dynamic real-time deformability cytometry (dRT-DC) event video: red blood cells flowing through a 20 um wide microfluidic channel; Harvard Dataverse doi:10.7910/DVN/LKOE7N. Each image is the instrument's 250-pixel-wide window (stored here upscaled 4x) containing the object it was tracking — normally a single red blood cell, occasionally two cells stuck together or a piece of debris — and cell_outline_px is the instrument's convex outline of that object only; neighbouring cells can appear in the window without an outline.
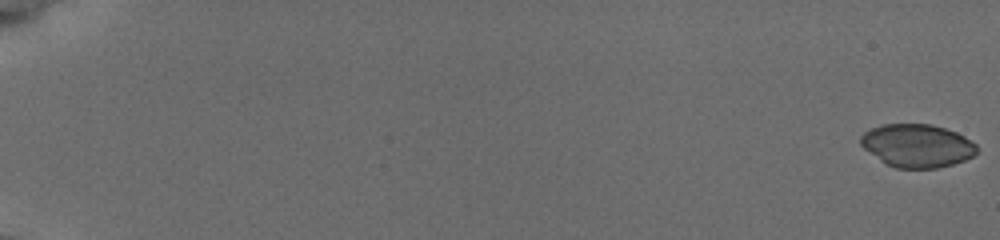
{"species": "common noctule bat (a hibernating species)", "species_latin": "Nyctalus noctula", "temperature_condition": "cold", "stored_images_in_passage": 56, "camera_frame_rate_fps": 3000, "um_per_image_px": 0.085, "animal": {"sex": "female", "body_mass_g": 19.5, "forearm_length_mm": 54.1}, "frame": {"image": 1, "passage_image": 1, "time_ms": 0.0, "image_size_px": [1000, 240], "cell_outline_px": [[976, 152], [972, 156], [964, 160], [952, 164], [936, 168], [896, 168], [884, 164], [864, 148], [860, 144], [860, 136], [864, 132], [872, 128], [884, 124], [932, 124], [956, 132], [964, 136], [976, 144]], "centroid_in_image_um": [77.93, 12.38], "position_along_channel_um": 7.1, "area_um2": 29.13}}
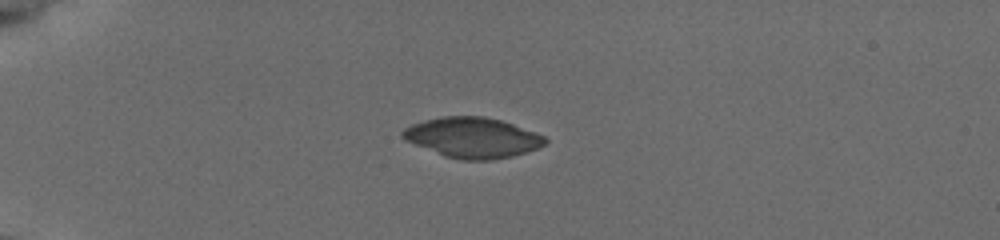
{"frame": {"image": 2, "passage_image": 17, "time_ms": 5.333, "image_size_px": [1000, 240], "cell_outline_px": [[548, 140], [544, 144], [536, 148], [512, 156], [492, 160], [460, 160], [444, 156], [404, 140], [400, 136], [400, 132], [404, 128], [412, 124], [424, 120], [440, 116], [484, 116], [500, 120], [512, 124], [544, 136]], "centroid_in_image_um": [40.1, 11.69], "position_along_channel_um": 44.9, "area_um2": 33.35}}
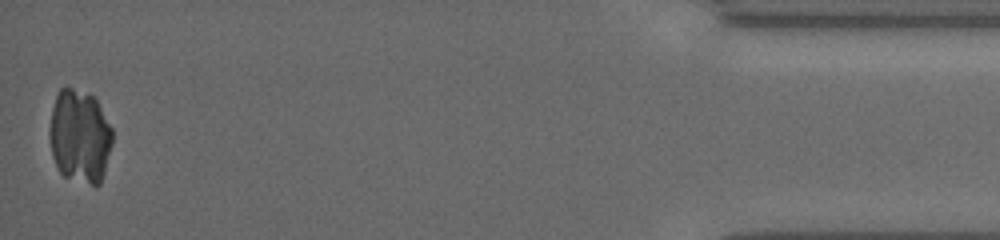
{"frame": {"image": 3, "passage_image": 56, "time_ms": 18.333, "image_size_px": [1000, 240], "cell_outline_px": [[112, 144], [104, 172], [100, 184], [96, 188], [64, 176], [60, 172], [52, 156], [48, 132], [48, 128], [52, 108], [56, 96], [60, 88], [72, 88], [92, 96], [96, 100], [112, 128]], "centroid_in_image_um": [6.76, 11.63], "position_along_channel_um": 428.4, "area_um2": 34.45}}